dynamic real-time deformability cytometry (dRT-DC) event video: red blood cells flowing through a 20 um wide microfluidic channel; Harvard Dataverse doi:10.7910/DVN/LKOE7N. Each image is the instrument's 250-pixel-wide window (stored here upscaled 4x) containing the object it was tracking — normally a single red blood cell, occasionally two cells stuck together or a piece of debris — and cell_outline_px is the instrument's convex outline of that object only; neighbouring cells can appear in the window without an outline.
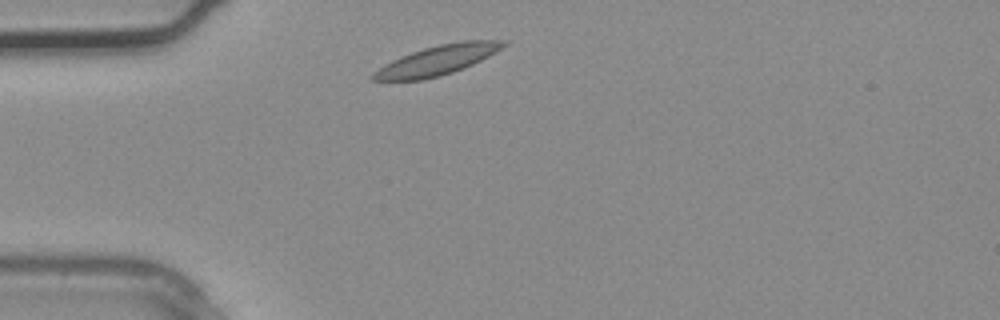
{"species": "common noctule bat (a hibernating species)", "species_latin": "Nyctalus noctula", "temperature_condition": "warm", "stored_images_in_passage": 1, "camera_frame_rate_fps": 3000, "um_per_image_px": 0.085, "animal": {"sex": "male", "body_mass_g": 20.4}, "frame": {"image": 1, "passage_image": 1, "time_ms": 0.0, "image_size_px": [1000, 320], "cell_outline_px": [[508, 44], [488, 56], [472, 64], [452, 72], [440, 76], [420, 80], [368, 80], [368, 76], [372, 72], [384, 64], [400, 56], [424, 48], [440, 44], [460, 40], [508, 40]], "centroid_in_image_um": [37.12, 5.12], "position_along_channel_um": 47.9, "area_um2": 22.48}}